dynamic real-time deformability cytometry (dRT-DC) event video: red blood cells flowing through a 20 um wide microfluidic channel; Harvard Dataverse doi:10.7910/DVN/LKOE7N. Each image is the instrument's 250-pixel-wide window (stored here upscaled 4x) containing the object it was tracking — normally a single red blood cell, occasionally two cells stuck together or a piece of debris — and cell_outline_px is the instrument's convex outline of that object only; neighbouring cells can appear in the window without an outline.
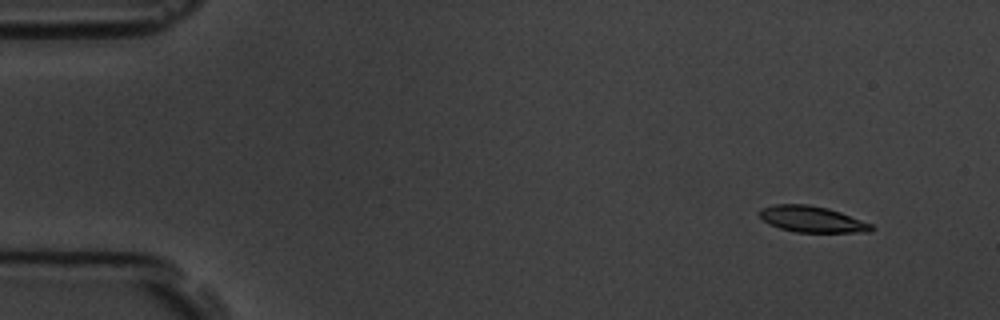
{"species": "common noctule bat (a hibernating species)", "species_latin": "Nyctalus noctula", "temperature_condition": "room temperature", "stored_images_in_passage": 10, "camera_frame_rate_fps": 3000, "um_per_image_px": 0.085, "animal": {"sex": "male", "body_mass_g": 19.5, "forearm_length_mm": 54.6}, "frame": {"image": 1, "passage_image": 2, "time_ms": 1.0, "image_size_px": [1000, 320], "cell_outline_px": [[876, 228], [872, 232], [796, 232], [780, 228], [768, 224], [760, 216], [760, 212], [764, 208], [776, 204], [808, 204], [828, 208], [840, 212], [872, 224]], "centroid_in_image_um": [69.07, 18.64], "position_along_channel_um": 15.9, "area_um2": 16.94}}
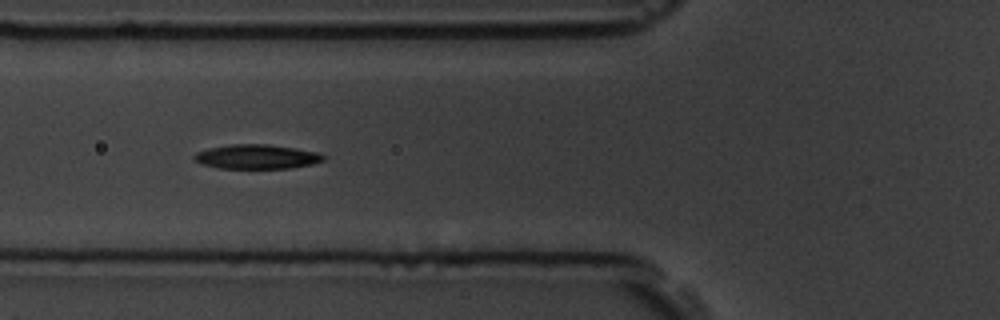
{"frame": {"image": 2, "passage_image": 6, "time_ms": 6.333, "image_size_px": [1000, 320], "cell_outline_px": [[324, 160], [312, 164], [288, 168], [216, 168], [192, 160], [192, 156], [196, 152], [208, 148], [228, 144], [268, 144], [296, 148], [316, 152], [324, 156]], "centroid_in_image_um": [21.76, 13.31], "position_along_channel_um": 104.0, "area_um2": 18.38}}
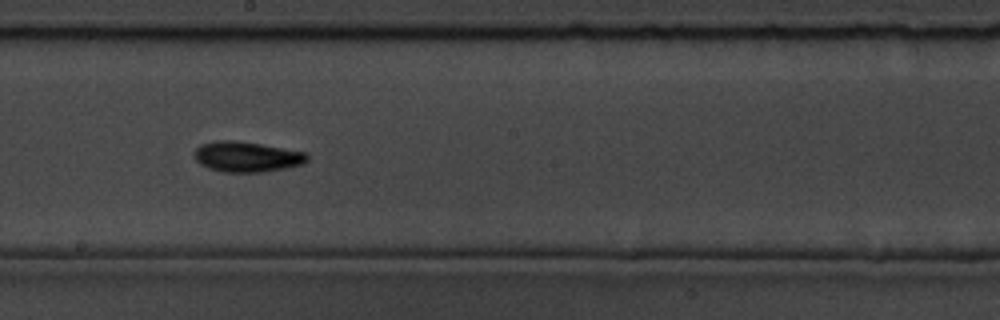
{"frame": {"image": 3, "passage_image": 9, "time_ms": 9.667, "image_size_px": [1000, 320], "cell_outline_px": [[308, 160], [304, 164], [264, 172], [224, 172], [208, 168], [200, 164], [196, 160], [192, 152], [200, 144], [216, 140], [232, 140], [260, 144], [304, 152], [308, 156]], "centroid_in_image_um": [20.93, 13.32], "position_along_channel_um": 227.3, "area_um2": 20.0}}